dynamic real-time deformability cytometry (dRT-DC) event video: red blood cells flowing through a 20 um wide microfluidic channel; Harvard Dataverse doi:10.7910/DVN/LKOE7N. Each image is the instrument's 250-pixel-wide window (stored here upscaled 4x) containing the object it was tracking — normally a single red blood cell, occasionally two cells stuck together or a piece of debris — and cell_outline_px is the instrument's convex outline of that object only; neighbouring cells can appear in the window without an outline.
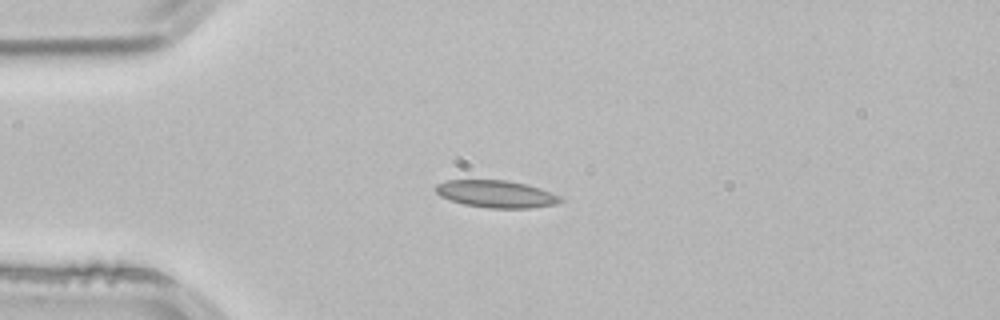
{"species": "common noctule bat (a hibernating species)", "species_latin": "Nyctalus noctula", "temperature_condition": "room temperature", "stored_images_in_passage": 2, "camera_frame_rate_fps": 3000, "um_per_image_px": 0.085, "animal": {"sex": "male", "body_mass_g": 21.5, "forearm_length_mm": 52.0}, "frame": {"image": 1, "passage_image": 2, "time_ms": 0.333, "image_size_px": [1000, 320], "cell_outline_px": [[564, 200], [556, 204], [528, 208], [488, 208], [464, 204], [440, 196], [436, 192], [436, 184], [444, 180], [504, 180], [524, 184], [540, 188], [560, 196]], "centroid_in_image_um": [42.17, 16.49], "position_along_channel_um": 42.8, "area_um2": 19.65}}